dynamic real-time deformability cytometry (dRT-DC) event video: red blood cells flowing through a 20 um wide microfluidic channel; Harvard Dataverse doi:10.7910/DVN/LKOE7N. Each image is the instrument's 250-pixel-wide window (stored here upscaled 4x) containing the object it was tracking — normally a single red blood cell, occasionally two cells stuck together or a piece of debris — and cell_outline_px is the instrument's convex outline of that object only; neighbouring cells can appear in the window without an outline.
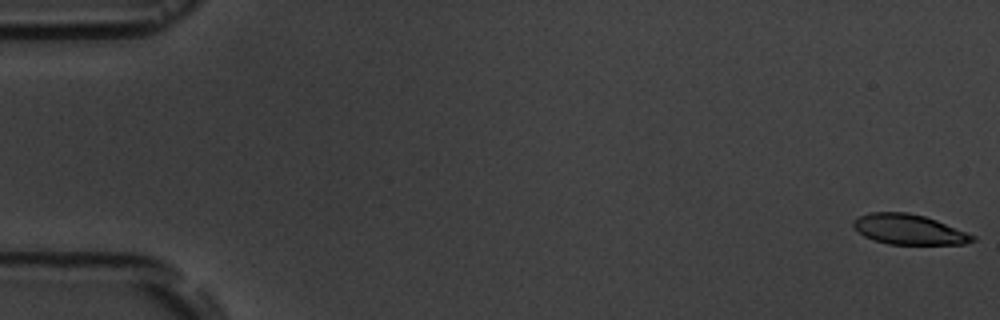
{"species": "common noctule bat (a hibernating species)", "species_latin": "Nyctalus noctula", "temperature_condition": "room temperature", "stored_images_in_passage": 7, "camera_frame_rate_fps": 3000, "um_per_image_px": 0.085, "animal": {"sex": "male", "body_mass_g": 19.5, "forearm_length_mm": 54.6}, "frame": {"image": 1, "passage_image": 1, "time_ms": 0.0, "image_size_px": [1000, 320], "cell_outline_px": [[976, 240], [964, 244], [888, 244], [872, 240], [864, 236], [852, 224], [852, 220], [868, 212], [908, 212], [924, 216], [936, 220], [976, 236]], "centroid_in_image_um": [77.24, 19.5], "position_along_channel_um": 7.8, "area_um2": 20.87}}
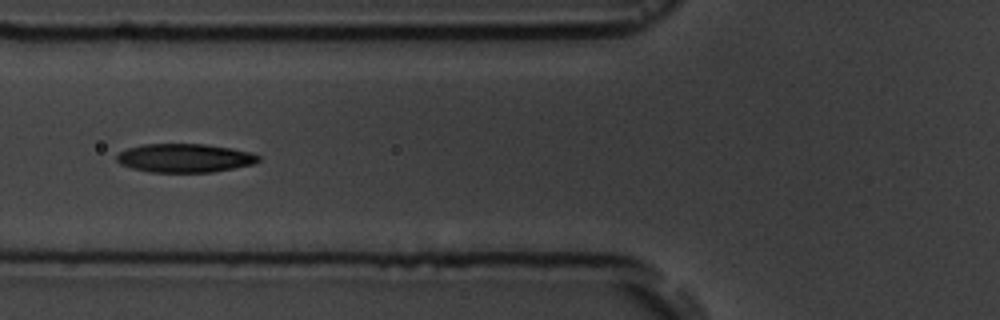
{"frame": {"image": 2, "passage_image": 7, "time_ms": 7.0, "image_size_px": [1000, 320], "cell_outline_px": [[260, 160], [252, 164], [212, 172], [152, 172], [132, 168], [120, 164], [116, 160], [116, 156], [120, 152], [128, 148], [144, 144], [204, 144], [232, 148], [252, 152], [260, 156]], "centroid_in_image_um": [15.7, 13.43], "position_along_channel_um": 110.1, "area_um2": 23.58}}